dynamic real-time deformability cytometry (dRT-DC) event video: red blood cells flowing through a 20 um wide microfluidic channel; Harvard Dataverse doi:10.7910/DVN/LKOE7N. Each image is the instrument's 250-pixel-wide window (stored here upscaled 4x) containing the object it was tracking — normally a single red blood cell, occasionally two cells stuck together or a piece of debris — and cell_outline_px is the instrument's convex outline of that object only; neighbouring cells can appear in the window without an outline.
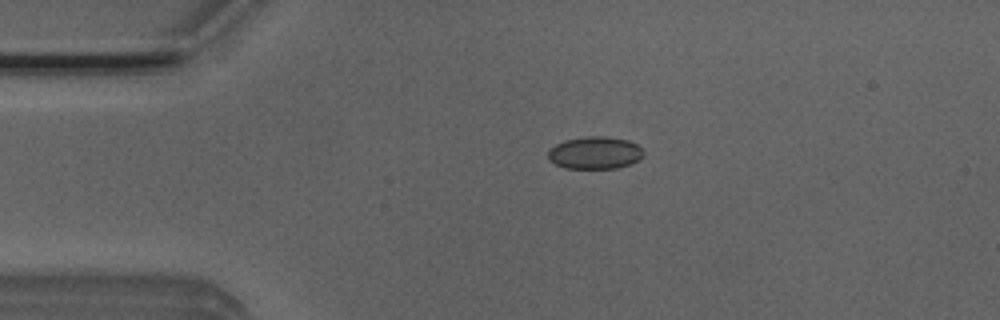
{"species": "Egyptian fruit bat (a non-hibernating species)", "species_latin": "Rousettus aegyptiacus", "temperature_condition": "room temperature", "stored_images_in_passage": 2, "camera_frame_rate_fps": 3000, "um_per_image_px": 0.085, "animal": {"sex": "male"}, "frame": {"image": 1, "passage_image": 1, "time_ms": 0.0, "image_size_px": [1000, 320], "cell_outline_px": [[644, 152], [632, 164], [616, 168], [564, 168], [548, 160], [548, 152], [556, 144], [564, 140], [588, 136], [604, 136], [628, 140], [636, 144]], "centroid_in_image_um": [50.54, 12.99], "position_along_channel_um": 34.5, "area_um2": 17.86}}